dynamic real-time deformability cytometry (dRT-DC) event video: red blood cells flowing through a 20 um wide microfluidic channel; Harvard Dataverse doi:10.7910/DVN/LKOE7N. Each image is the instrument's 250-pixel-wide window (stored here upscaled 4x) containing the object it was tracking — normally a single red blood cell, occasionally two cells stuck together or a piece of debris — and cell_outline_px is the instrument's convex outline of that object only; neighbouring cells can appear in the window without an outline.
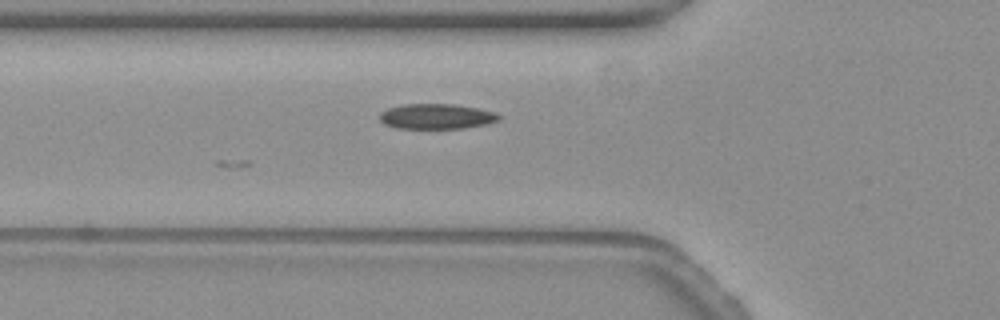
{"species": "common noctule bat (a hibernating species)", "species_latin": "Nyctalus noctula", "temperature_condition": "warm", "stored_images_in_passage": 12, "camera_frame_rate_fps": 3000, "um_per_image_px": 0.085, "animal": {"sex": "female", "body_mass_g": 19.3, "forearm_length_mm": 54.1}, "frame": {"image": 1, "passage_image": 12, "time_ms": 3.667, "image_size_px": [1000, 320], "cell_outline_px": [[500, 120], [488, 124], [464, 128], [396, 128], [384, 124], [380, 120], [380, 112], [388, 108], [400, 104], [452, 104], [476, 108], [496, 112], [500, 116]], "centroid_in_image_um": [37.1, 9.89], "position_along_channel_um": 88.7, "area_um2": 17.57}}